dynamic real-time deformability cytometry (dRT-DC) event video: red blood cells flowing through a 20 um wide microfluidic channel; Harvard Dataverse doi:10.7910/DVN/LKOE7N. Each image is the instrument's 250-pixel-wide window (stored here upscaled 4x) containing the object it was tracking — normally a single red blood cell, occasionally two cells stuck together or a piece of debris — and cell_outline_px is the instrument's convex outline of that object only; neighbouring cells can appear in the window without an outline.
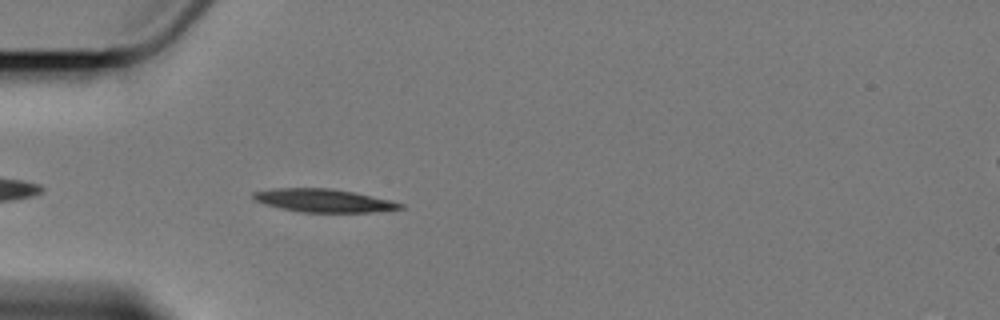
{"species": "Egyptian fruit bat (a non-hibernating species)", "species_latin": "Rousettus aegyptiacus", "temperature_condition": "cold", "stored_images_in_passage": 1, "camera_frame_rate_fps": 3000, "um_per_image_px": 0.085, "animal": {"sex": "female"}, "frame": {"image": 1, "passage_image": 1, "time_ms": 0.0, "image_size_px": [1000, 320], "cell_outline_px": [[404, 208], [372, 212], [300, 212], [280, 208], [264, 204], [252, 200], [252, 192], [272, 188], [332, 188], [392, 200], [404, 204]], "centroid_in_image_um": [27.46, 17.04], "position_along_channel_um": 57.5, "area_um2": 19.94}}